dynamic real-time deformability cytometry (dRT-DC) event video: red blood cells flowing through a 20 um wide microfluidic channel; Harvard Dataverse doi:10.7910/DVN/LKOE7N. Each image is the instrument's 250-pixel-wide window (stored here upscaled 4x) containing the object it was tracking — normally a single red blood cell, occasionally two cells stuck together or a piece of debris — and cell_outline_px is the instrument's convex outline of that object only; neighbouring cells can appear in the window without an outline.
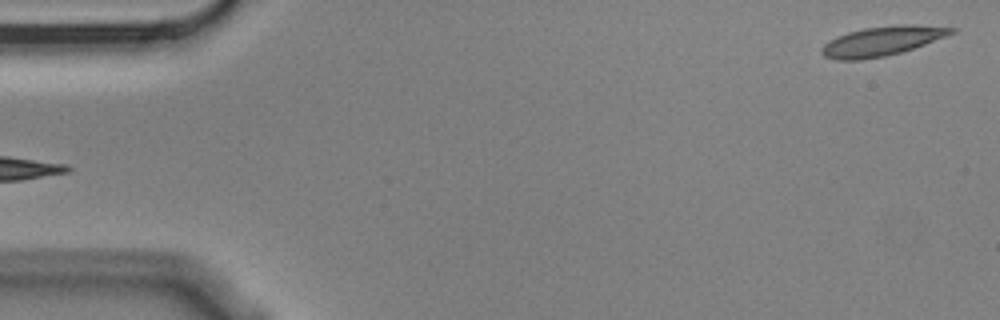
{"species": "Egyptian fruit bat (a non-hibernating species)", "species_latin": "Rousettus aegyptiacus", "temperature_condition": "cold", "stored_images_in_passage": 5, "segment_of_instrument_passage": [2, 2], "camera_frame_rate_fps": 3000, "um_per_image_px": 0.085, "animal": {"sex": "male"}, "frame": {"image": 1, "passage_image": 5, "time_ms": 1.333, "image_size_px": [1000, 320], "cell_outline_px": [[956, 32], [924, 44], [900, 52], [884, 56], [860, 60], [836, 60], [824, 56], [820, 52], [820, 48], [824, 44], [836, 36], [848, 32], [864, 28], [900, 24], [912, 24], [956, 28]], "centroid_in_image_um": [74.93, 3.49], "position_along_channel_um": 10.1, "area_um2": 22.08}}